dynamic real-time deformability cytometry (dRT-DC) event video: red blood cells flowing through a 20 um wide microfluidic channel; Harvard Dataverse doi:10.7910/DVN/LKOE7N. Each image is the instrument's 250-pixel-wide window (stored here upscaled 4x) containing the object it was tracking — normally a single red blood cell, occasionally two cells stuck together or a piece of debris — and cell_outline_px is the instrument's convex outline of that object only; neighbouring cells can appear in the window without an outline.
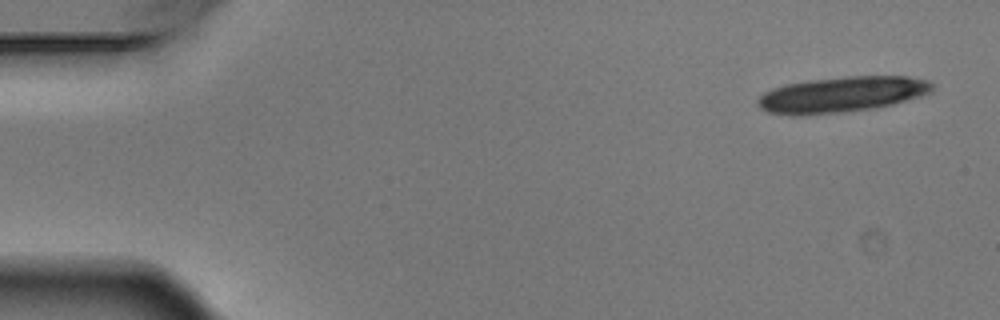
{"species": "Egyptian fruit bat (a non-hibernating species)", "species_latin": "Rousettus aegyptiacus", "temperature_condition": "warm", "stored_images_in_passage": 4, "camera_frame_rate_fps": 3000, "um_per_image_px": 0.085, "animal": {"sex": "male"}, "frame": {"image": 1, "passage_image": 1, "time_ms": 0.0, "image_size_px": [1000, 320], "cell_outline_px": [[936, 84], [932, 92], [920, 96], [892, 104], [876, 108], [844, 112], [808, 116], [788, 116], [768, 112], [760, 108], [756, 104], [756, 100], [764, 92], [772, 88], [784, 84], [812, 80], [848, 76], [908, 76], [928, 80]], "centroid_in_image_um": [71.53, 8.05], "position_along_channel_um": 13.5, "area_um2": 36.88}}